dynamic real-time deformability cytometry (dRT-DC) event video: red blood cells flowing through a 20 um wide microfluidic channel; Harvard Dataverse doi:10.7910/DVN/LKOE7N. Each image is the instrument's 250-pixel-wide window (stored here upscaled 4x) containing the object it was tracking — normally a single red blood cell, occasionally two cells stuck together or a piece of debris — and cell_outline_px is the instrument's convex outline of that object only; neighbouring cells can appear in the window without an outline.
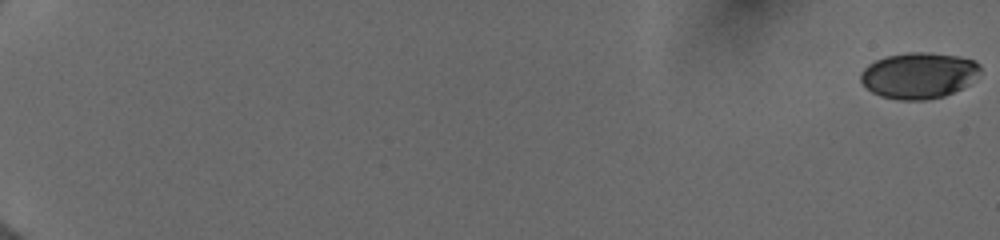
{"species": "human", "species_latin": "Homo sapiens", "temperature_condition": "cold", "stored_images_in_passage": 16, "camera_frame_rate_fps": 3000, "um_per_image_px": 0.085, "donor": {"sex": "female"}, "frame": {"image": 1, "passage_image": 1, "time_ms": 0.0, "image_size_px": [1000, 240], "cell_outline_px": [[980, 72], [964, 88], [944, 96], [924, 100], [900, 100], [880, 96], [872, 92], [860, 80], [860, 72], [868, 64], [876, 60], [888, 56], [908, 52], [924, 52], [960, 56], [976, 60], [980, 64]], "centroid_in_image_um": [78.11, 6.41], "position_along_channel_um": 6.9, "area_um2": 32.19}}